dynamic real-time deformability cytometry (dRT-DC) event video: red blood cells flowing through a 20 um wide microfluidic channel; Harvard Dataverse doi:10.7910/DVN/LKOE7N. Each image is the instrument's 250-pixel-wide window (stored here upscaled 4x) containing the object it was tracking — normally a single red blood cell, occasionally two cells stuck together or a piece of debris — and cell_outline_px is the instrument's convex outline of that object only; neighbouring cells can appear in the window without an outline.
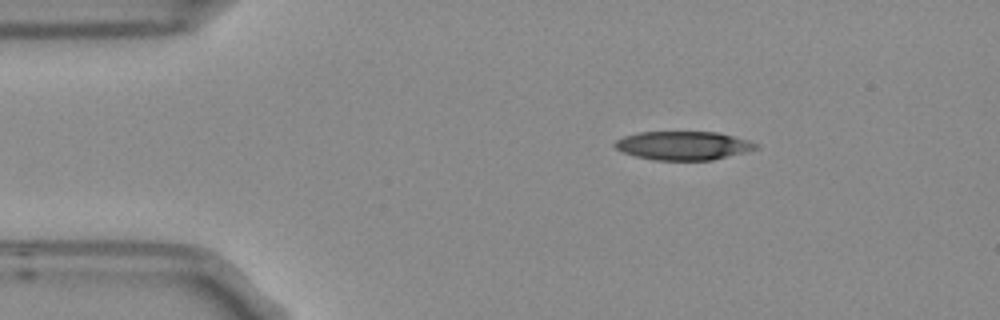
{"species": "Egyptian fruit bat (a non-hibernating species)", "species_latin": "Rousettus aegyptiacus", "temperature_condition": "room temperature", "stored_images_in_passage": 6, "camera_frame_rate_fps": 3000, "um_per_image_px": 0.085, "frame": {"image": 1, "passage_image": 1, "time_ms": 0.0, "image_size_px": [1000, 320], "cell_outline_px": [[760, 148], [712, 160], [652, 160], [620, 152], [612, 144], [616, 140], [624, 136], [640, 132], [716, 132], [748, 140], [760, 144]], "centroid_in_image_um": [58.06, 12.38], "position_along_channel_um": 26.9, "area_um2": 23.58}}
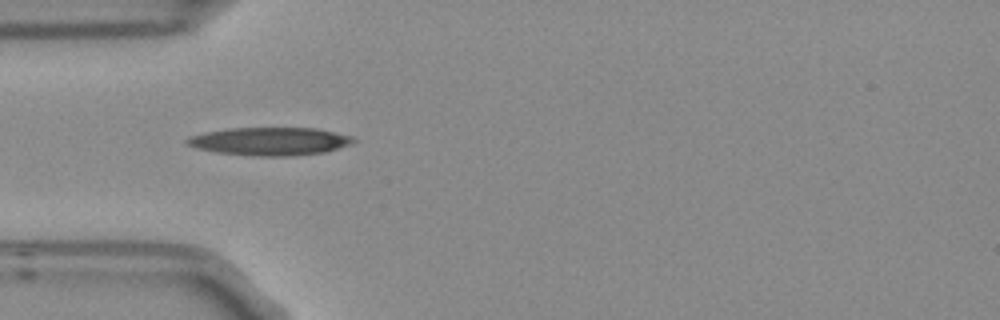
{"frame": {"image": 2, "passage_image": 3, "time_ms": 0.667, "image_size_px": [1000, 320], "cell_outline_px": [[356, 140], [352, 144], [324, 152], [288, 156], [256, 156], [216, 152], [200, 148], [188, 144], [184, 140], [188, 136], [204, 132], [228, 128], [316, 128], [352, 136]], "centroid_in_image_um": [22.94, 12.0], "position_along_channel_um": 62.1, "area_um2": 27.05}}